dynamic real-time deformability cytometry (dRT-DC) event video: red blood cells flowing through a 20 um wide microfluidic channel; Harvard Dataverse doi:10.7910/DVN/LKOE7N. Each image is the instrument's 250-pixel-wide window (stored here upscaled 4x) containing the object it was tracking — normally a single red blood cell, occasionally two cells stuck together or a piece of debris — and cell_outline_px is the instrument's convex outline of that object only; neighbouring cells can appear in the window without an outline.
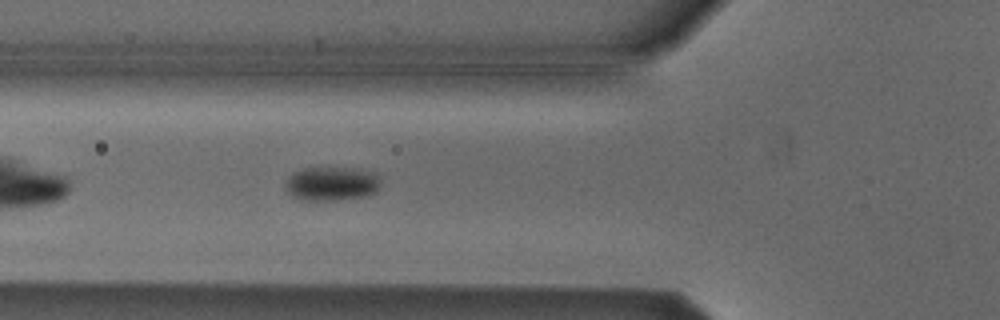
{"species": "Egyptian fruit bat (a non-hibernating species)", "species_latin": "Rousettus aegyptiacus", "temperature_condition": "cold", "stored_images_in_passage": 38, "camera_frame_rate_fps": 3000, "um_per_image_px": 0.085, "animal": {"sex": "male"}, "frame": {"image": 1, "passage_image": 7, "time_ms": 2.0, "image_size_px": [1000, 320], "cell_outline_px": [[380, 188], [376, 192], [368, 196], [336, 200], [304, 200], [292, 196], [288, 192], [284, 184], [288, 176], [292, 172], [304, 168], [360, 168], [376, 172], [380, 176]], "centroid_in_image_um": [28.23, 15.6], "position_along_channel_um": 97.6, "area_um2": 19.31}}
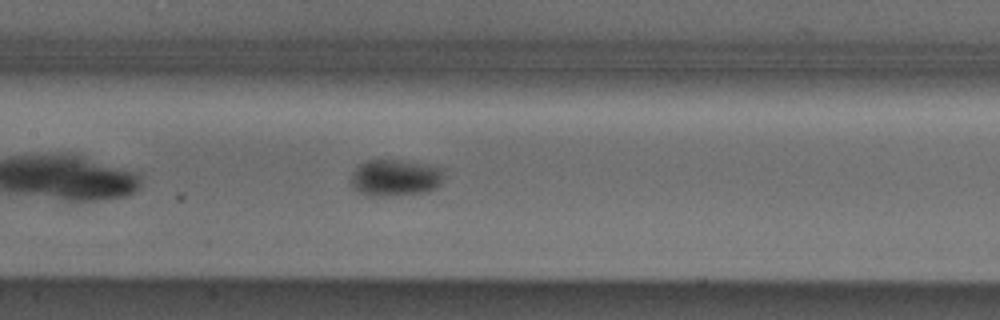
{"frame": {"image": 2, "passage_image": 13, "time_ms": 4.0, "image_size_px": [1000, 320], "cell_outline_px": [[444, 172], [440, 184], [436, 188], [428, 192], [380, 196], [368, 196], [360, 192], [352, 184], [352, 172], [360, 164], [368, 160], [400, 160], [424, 164], [444, 168]], "centroid_in_image_um": [33.63, 15.1], "position_along_channel_um": 173.8, "area_um2": 19.71}}
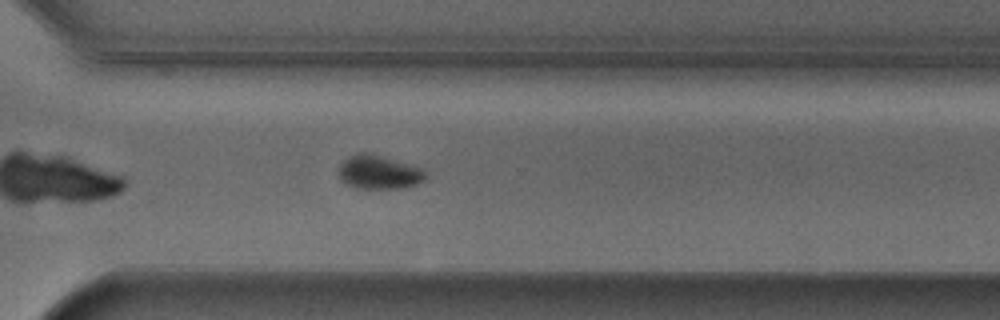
{"frame": {"image": 3, "passage_image": 26, "time_ms": 8.333, "image_size_px": [1000, 320], "cell_outline_px": [[428, 176], [424, 180], [416, 184], [400, 188], [356, 188], [348, 184], [340, 176], [340, 164], [344, 160], [360, 152], [368, 152], [420, 168]], "centroid_in_image_um": [32.21, 14.64], "position_along_channel_um": 338.4, "area_um2": 16.53}, "authors_computed_cell_mechanics": {"area_um2": 18.2937, "velocity_mm_per_s": 3.8044, "shape_relaxation_time_tau1_ms": 1.761, "shape_relaxation_time_tau2_ms": null, "deformation_change_tau1": 0.0407, "deformation_change_tau2": null}}